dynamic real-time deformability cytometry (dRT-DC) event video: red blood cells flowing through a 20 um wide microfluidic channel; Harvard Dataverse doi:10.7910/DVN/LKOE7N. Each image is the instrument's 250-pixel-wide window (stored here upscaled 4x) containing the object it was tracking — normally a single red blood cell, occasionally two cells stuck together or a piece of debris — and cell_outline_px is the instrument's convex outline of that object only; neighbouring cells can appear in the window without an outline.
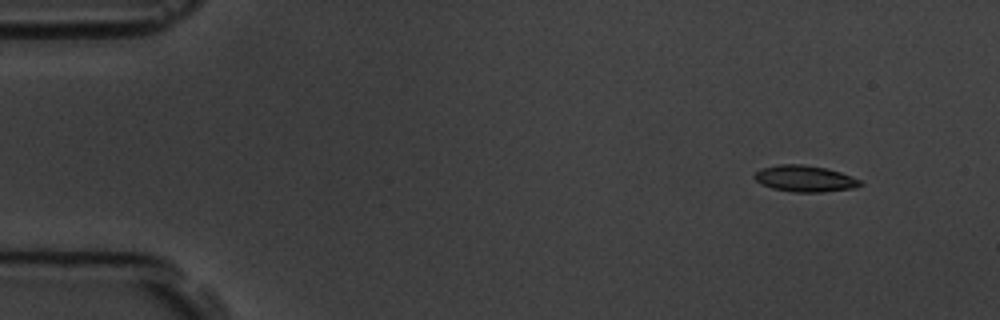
{"species": "common noctule bat (a hibernating species)", "species_latin": "Nyctalus noctula", "temperature_condition": "room temperature", "stored_images_in_passage": 4, "camera_frame_rate_fps": 3000, "um_per_image_px": 0.085, "animal": {"sex": "male", "body_mass_g": 19.5, "forearm_length_mm": 54.6}, "frame": {"image": 1, "passage_image": 1, "time_ms": 0.0, "image_size_px": [1000, 320], "cell_outline_px": [[864, 184], [856, 188], [824, 192], [792, 192], [772, 188], [760, 184], [752, 176], [760, 168], [780, 164], [804, 164], [824, 168], [840, 172], [852, 176], [860, 180]], "centroid_in_image_um": [68.41, 15.19], "position_along_channel_um": 16.6, "area_um2": 16.42}}
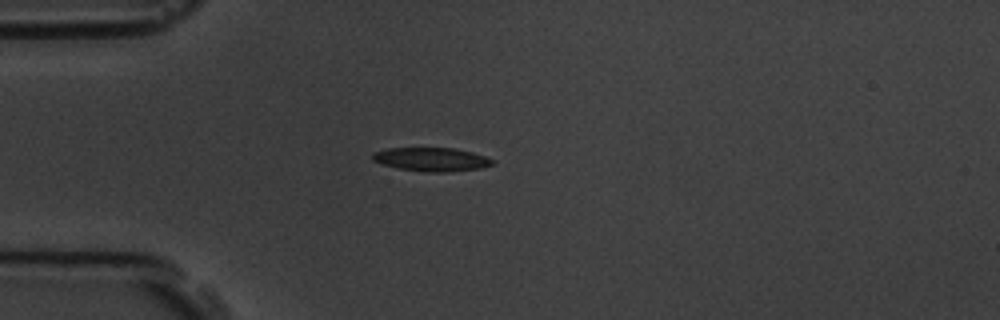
{"frame": {"image": 2, "passage_image": 4, "time_ms": 3.333, "image_size_px": [1000, 320], "cell_outline_px": [[496, 164], [480, 168], [448, 172], [424, 172], [400, 168], [384, 164], [372, 160], [372, 152], [388, 148], [452, 148], [472, 152], [484, 156], [492, 160]], "centroid_in_image_um": [36.67, 13.54], "position_along_channel_um": 48.3, "area_um2": 16.42}}